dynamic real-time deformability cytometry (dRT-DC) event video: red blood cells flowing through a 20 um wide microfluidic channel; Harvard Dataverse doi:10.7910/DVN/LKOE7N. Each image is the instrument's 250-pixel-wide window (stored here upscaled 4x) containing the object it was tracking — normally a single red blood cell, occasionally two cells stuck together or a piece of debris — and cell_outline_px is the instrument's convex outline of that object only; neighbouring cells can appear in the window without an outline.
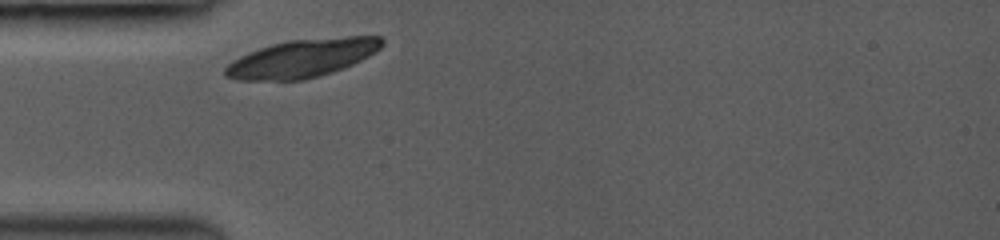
{"species": "common noctule bat (a hibernating species)", "species_latin": "Nyctalus noctula", "temperature_condition": "room temperature", "stored_images_in_passage": 15, "camera_frame_rate_fps": 3000, "um_per_image_px": 0.085, "animal": {"sex": "female", "body_mass_g": 19.0, "forearm_length_mm": 53.3}, "frame": {"image": 1, "passage_image": 1, "time_ms": 0.0, "image_size_px": [1000, 240], "cell_outline_px": [[384, 44], [376, 52], [344, 68], [320, 76], [304, 80], [236, 80], [224, 76], [224, 68], [232, 60], [248, 52], [272, 44], [288, 40], [348, 36], [380, 36], [384, 40]], "centroid_in_image_um": [25.68, 4.95], "position_along_channel_um": 59.3, "area_um2": 34.97}}
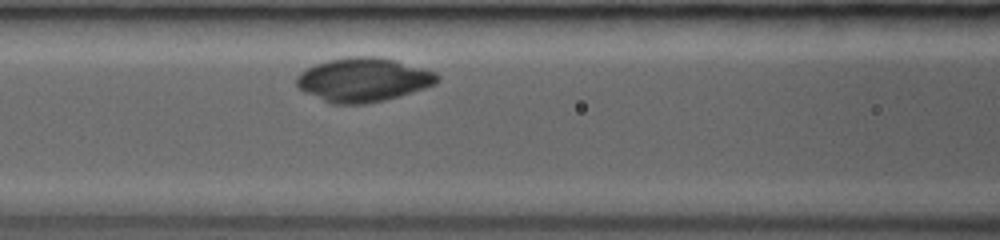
{"frame": {"image": 2, "passage_image": 7, "time_ms": 2.0, "image_size_px": [1000, 240], "cell_outline_px": [[440, 80], [436, 84], [400, 96], [384, 100], [364, 104], [332, 104], [304, 92], [296, 84], [296, 76], [300, 72], [316, 64], [328, 60], [348, 56], [376, 56], [396, 60], [436, 72], [440, 76]], "centroid_in_image_um": [30.89, 6.77], "position_along_channel_um": 135.7, "area_um2": 36.13}}
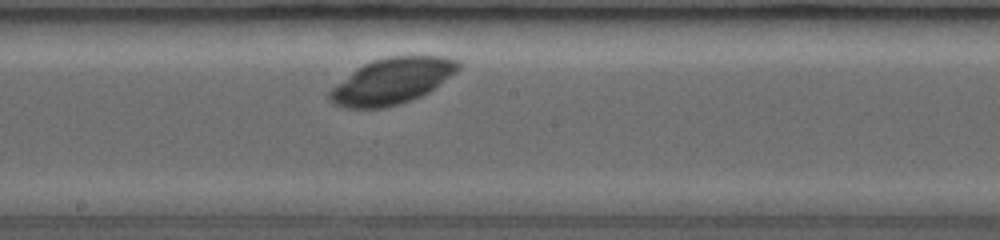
{"frame": {"image": 3, "passage_image": 15, "time_ms": 4.0, "image_size_px": [1000, 240], "cell_outline_px": [[460, 68], [456, 72], [440, 84], [428, 92], [420, 96], [400, 104], [384, 108], [344, 108], [332, 104], [328, 100], [328, 92], [336, 84], [356, 68], [372, 60], [388, 56], [444, 56], [456, 60], [460, 64]], "centroid_in_image_um": [33.28, 6.9], "position_along_channel_um": 214.9, "area_um2": 34.51}}